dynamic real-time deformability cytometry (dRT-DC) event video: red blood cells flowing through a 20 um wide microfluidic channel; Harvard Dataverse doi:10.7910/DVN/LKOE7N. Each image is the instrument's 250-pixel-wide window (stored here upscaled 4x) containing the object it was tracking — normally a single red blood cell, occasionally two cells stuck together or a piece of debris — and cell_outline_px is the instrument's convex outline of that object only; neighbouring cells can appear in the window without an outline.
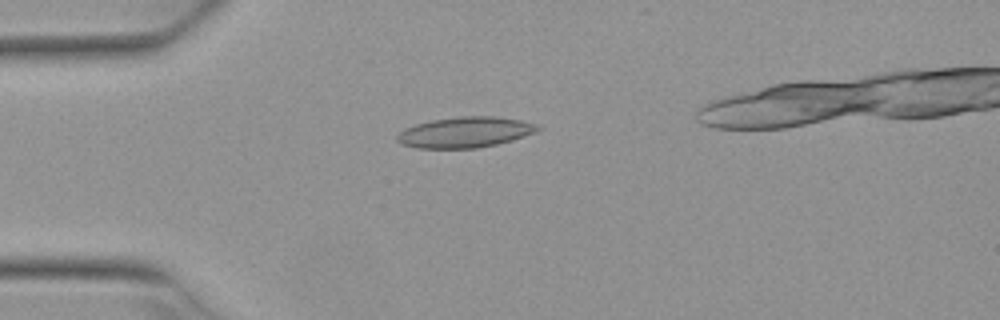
{"species": "Egyptian fruit bat (a non-hibernating species)", "species_latin": "Rousettus aegyptiacus", "temperature_condition": "warm", "stored_images_in_passage": 5, "camera_frame_rate_fps": 3000, "um_per_image_px": 0.085, "animal": {"sex": "female"}, "frame": {"image": 1, "passage_image": 4, "time_ms": 1.0, "image_size_px": [1000, 320], "cell_outline_px": [[540, 128], [536, 132], [512, 140], [496, 144], [476, 148], [416, 148], [400, 144], [396, 140], [396, 136], [404, 128], [416, 124], [432, 120], [460, 116], [496, 116], [520, 120], [536, 124]], "centroid_in_image_um": [39.5, 11.24], "position_along_channel_um": 45.5, "area_um2": 25.09}}